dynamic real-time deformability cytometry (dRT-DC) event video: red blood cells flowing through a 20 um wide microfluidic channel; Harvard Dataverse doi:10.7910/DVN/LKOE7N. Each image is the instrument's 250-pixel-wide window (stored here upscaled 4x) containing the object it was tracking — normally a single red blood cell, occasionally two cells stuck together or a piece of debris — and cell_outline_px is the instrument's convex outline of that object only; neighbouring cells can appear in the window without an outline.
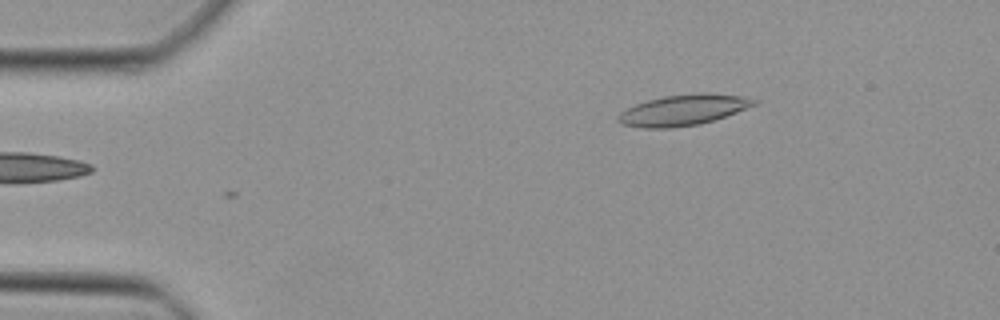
{"species": "Egyptian fruit bat (a non-hibernating species)", "species_latin": "Rousettus aegyptiacus", "temperature_condition": "cold", "stored_images_in_passage": 3, "camera_frame_rate_fps": 3000, "um_per_image_px": 0.085, "animal": {"sex": "female"}, "frame": {"image": 1, "passage_image": 3, "time_ms": 0.667, "image_size_px": [1000, 320], "cell_outline_px": [[760, 100], [756, 104], [736, 112], [700, 124], [672, 128], [644, 128], [620, 124], [616, 120], [616, 116], [620, 112], [636, 104], [648, 100], [664, 96], [696, 92], [708, 92], [740, 96]], "centroid_in_image_um": [58.04, 9.35], "position_along_channel_um": 27.0, "area_um2": 24.45}}